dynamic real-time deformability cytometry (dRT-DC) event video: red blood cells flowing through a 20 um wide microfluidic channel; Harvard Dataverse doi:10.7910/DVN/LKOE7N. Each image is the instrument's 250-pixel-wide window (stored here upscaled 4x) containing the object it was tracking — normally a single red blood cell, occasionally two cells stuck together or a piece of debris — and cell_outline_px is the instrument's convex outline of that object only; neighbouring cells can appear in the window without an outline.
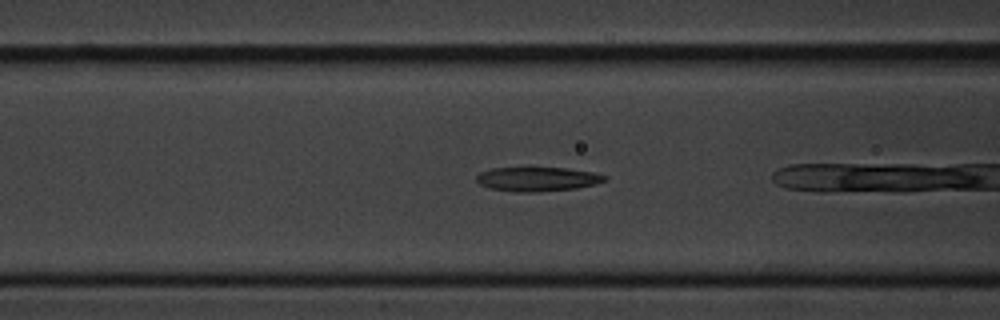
{"species": "common noctule bat (a hibernating species)", "species_latin": "Nyctalus noctula", "temperature_condition": "cold", "stored_images_in_passage": 7, "camera_frame_rate_fps": 3000, "um_per_image_px": 0.085, "animal": {"sex": "male", "body_mass_g": 20.1, "forearm_length_mm": 53.5}, "frame": {"image": 1, "passage_image": 5, "time_ms": 1.333, "image_size_px": [1000, 320], "cell_outline_px": [[608, 180], [596, 184], [576, 188], [540, 192], [516, 192], [488, 188], [480, 184], [476, 180], [476, 176], [480, 172], [492, 168], [564, 168], [592, 172], [608, 176]], "centroid_in_image_um": [45.69, 15.23], "position_along_channel_um": 120.9, "area_um2": 18.15}}